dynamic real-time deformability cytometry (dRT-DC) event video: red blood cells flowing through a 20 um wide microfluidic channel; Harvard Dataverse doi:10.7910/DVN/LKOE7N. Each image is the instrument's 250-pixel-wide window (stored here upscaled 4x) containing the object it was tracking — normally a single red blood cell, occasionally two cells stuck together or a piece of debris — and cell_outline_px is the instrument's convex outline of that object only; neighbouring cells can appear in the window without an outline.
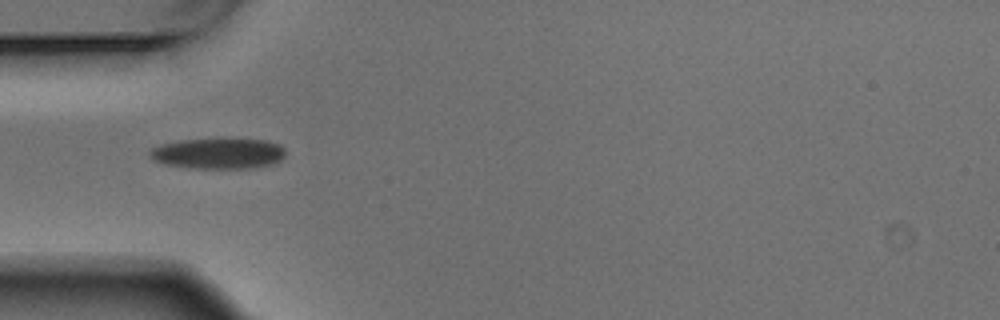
{"species": "Egyptian fruit bat (a non-hibernating species)", "species_latin": "Rousettus aegyptiacus", "temperature_condition": "warm", "stored_images_in_passage": 6, "camera_frame_rate_fps": 3000, "um_per_image_px": 0.085, "animal": {"sex": "male"}, "frame": {"image": 1, "passage_image": 5, "time_ms": 1.333, "image_size_px": [1000, 320], "cell_outline_px": [[284, 156], [280, 160], [272, 164], [256, 168], [192, 168], [164, 164], [152, 160], [148, 156], [148, 152], [152, 148], [160, 144], [180, 140], [268, 140], [280, 144], [284, 148]], "centroid_in_image_um": [18.53, 13.06], "position_along_channel_um": 66.5, "area_um2": 24.16}}
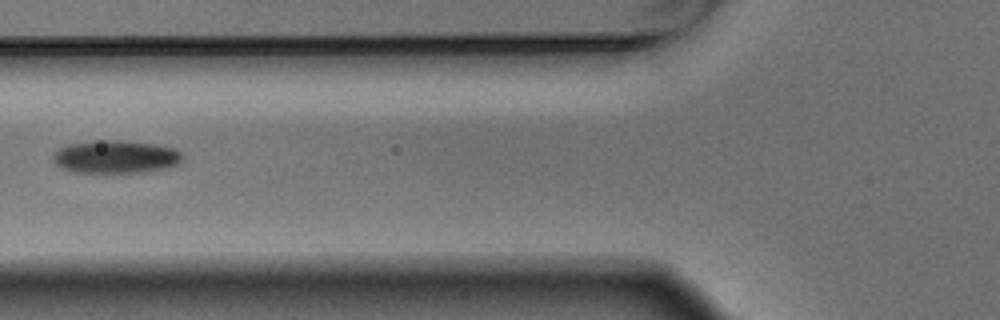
{"frame": {"image": 2, "passage_image": 6, "time_ms": 1.667, "image_size_px": [1000, 320], "cell_outline_px": [[184, 156], [176, 164], [164, 168], [148, 172], [108, 176], [96, 176], [72, 172], [56, 164], [52, 160], [52, 156], [60, 148], [68, 144], [104, 140], [120, 140], [152, 144], [172, 148], [180, 152]], "centroid_in_image_um": [9.78, 13.4], "position_along_channel_um": 116.0, "area_um2": 25.72}}